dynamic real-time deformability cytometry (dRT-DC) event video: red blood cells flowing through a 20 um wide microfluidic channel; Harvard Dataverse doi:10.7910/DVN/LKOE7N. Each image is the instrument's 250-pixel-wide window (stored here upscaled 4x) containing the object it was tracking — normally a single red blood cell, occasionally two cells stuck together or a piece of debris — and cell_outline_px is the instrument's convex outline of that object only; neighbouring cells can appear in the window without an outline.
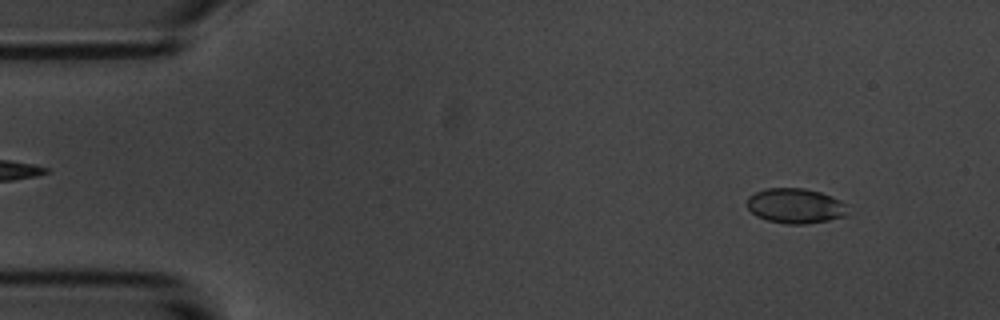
{"species": "common noctule bat (a hibernating species)", "species_latin": "Nyctalus noctula", "temperature_condition": "room temperature", "stored_images_in_passage": 55, "camera_frame_rate_fps": 3000, "um_per_image_px": 0.085, "animal": {"sex": "male", "body_mass_g": 20.1, "forearm_length_mm": 53.5}, "frame": {"image": 1, "passage_image": 5, "time_ms": 1.333, "image_size_px": [1000, 320], "cell_outline_px": [[848, 204], [844, 216], [828, 220], [804, 224], [788, 224], [768, 220], [756, 216], [748, 208], [748, 196], [764, 188], [804, 188], [820, 192], [832, 196]], "centroid_in_image_um": [67.61, 17.48], "position_along_channel_um": 17.4, "area_um2": 20.46}}
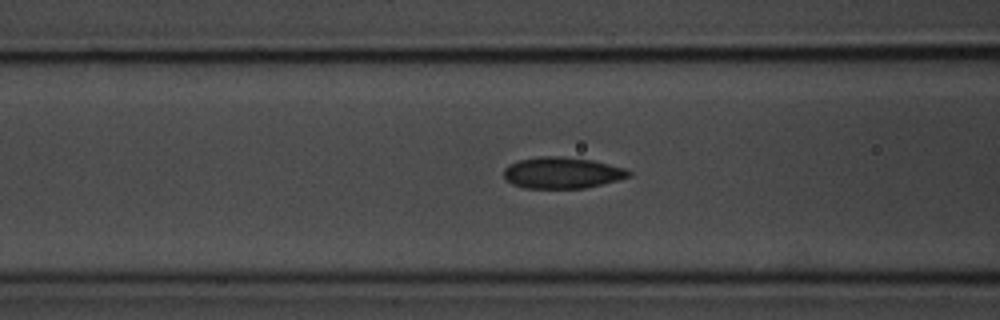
{"frame": {"image": 2, "passage_image": 21, "time_ms": 6.667, "image_size_px": [1000, 320], "cell_outline_px": [[632, 176], [584, 188], [524, 188], [512, 184], [504, 180], [504, 168], [508, 164], [520, 160], [540, 156], [560, 156], [592, 160], [624, 168], [632, 172]], "centroid_in_image_um": [47.74, 14.69], "position_along_channel_um": 118.9, "area_um2": 22.77}}
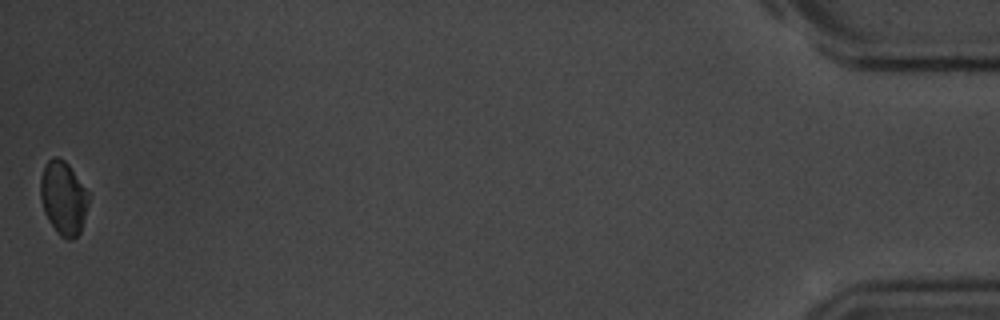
{"frame": {"image": 3, "passage_image": 55, "time_ms": 18.0, "image_size_px": [1000, 320], "cell_outline_px": [[88, 204], [80, 232], [72, 240], [68, 240], [60, 236], [48, 220], [44, 212], [40, 200], [40, 180], [44, 164], [52, 156], [56, 156], [64, 160], [68, 164], [88, 192]], "centroid_in_image_um": [5.36, 16.82], "position_along_channel_um": 429.8, "area_um2": 20.63}, "authors_computed_cell_mechanics": {"area_um2": 21.675, "velocity_mm_per_s": 3.5867, "shape_relaxation_time_tau1_ms": 2.5737, "shape_relaxation_time_tau2_ms": 3.2442, "deformation_change_tau1": 0.0775, "deformation_change_tau2": 0.0579}}